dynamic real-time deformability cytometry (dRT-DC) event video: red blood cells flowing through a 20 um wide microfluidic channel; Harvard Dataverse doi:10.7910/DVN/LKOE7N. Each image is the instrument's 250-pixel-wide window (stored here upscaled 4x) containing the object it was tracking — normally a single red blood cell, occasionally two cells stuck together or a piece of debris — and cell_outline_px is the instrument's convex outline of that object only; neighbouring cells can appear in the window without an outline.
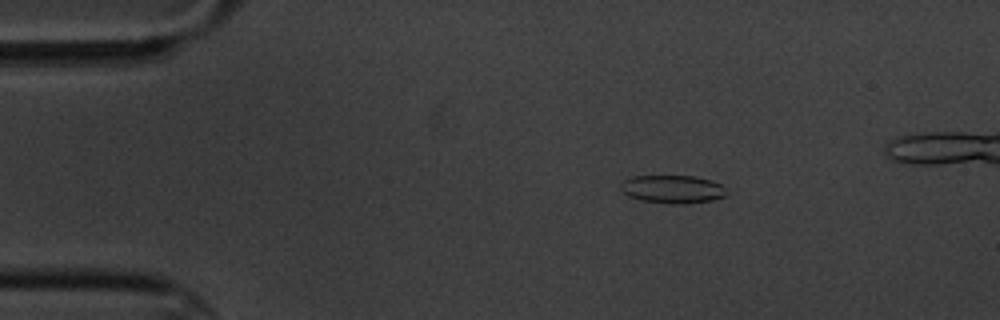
{"species": "common noctule bat (a hibernating species)", "species_latin": "Nyctalus noctula", "temperature_condition": "cold", "stored_images_in_passage": 4, "camera_frame_rate_fps": 3000, "um_per_image_px": 0.085, "animal": {"sex": "male", "body_mass_g": 20.1, "forearm_length_mm": 53.5}, "frame": {"image": 1, "passage_image": 2, "time_ms": 1.333, "image_size_px": [1000, 320], "cell_outline_px": [[724, 196], [712, 200], [684, 204], [672, 204], [640, 200], [628, 196], [620, 188], [620, 184], [624, 180], [632, 176], [692, 176], [712, 180], [720, 184], [724, 188]], "centroid_in_image_um": [57.13, 16.08], "position_along_channel_um": 27.9, "area_um2": 17.22}}